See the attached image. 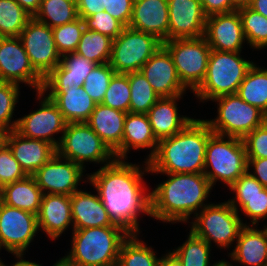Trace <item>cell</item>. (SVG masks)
I'll use <instances>...</instances> for the list:
<instances>
[{
	"label": "cell",
	"instance_id": "6da1fadb",
	"mask_svg": "<svg viewBox=\"0 0 267 266\" xmlns=\"http://www.w3.org/2000/svg\"><path fill=\"white\" fill-rule=\"evenodd\" d=\"M143 163L116 159L88 174V183L98 193L109 218L130 234L141 233L140 214L152 217L151 192L143 180L150 173L149 166L147 161Z\"/></svg>",
	"mask_w": 267,
	"mask_h": 266
},
{
	"label": "cell",
	"instance_id": "7a4b0ae2",
	"mask_svg": "<svg viewBox=\"0 0 267 266\" xmlns=\"http://www.w3.org/2000/svg\"><path fill=\"white\" fill-rule=\"evenodd\" d=\"M167 179L151 191V215L164 223H188L210 202L212 185L204 173H154ZM206 202V203H205Z\"/></svg>",
	"mask_w": 267,
	"mask_h": 266
},
{
	"label": "cell",
	"instance_id": "3957f363",
	"mask_svg": "<svg viewBox=\"0 0 267 266\" xmlns=\"http://www.w3.org/2000/svg\"><path fill=\"white\" fill-rule=\"evenodd\" d=\"M213 134L204 119H193L182 131L158 142L147 161L149 174L203 173L206 145Z\"/></svg>",
	"mask_w": 267,
	"mask_h": 266
},
{
	"label": "cell",
	"instance_id": "277c9868",
	"mask_svg": "<svg viewBox=\"0 0 267 266\" xmlns=\"http://www.w3.org/2000/svg\"><path fill=\"white\" fill-rule=\"evenodd\" d=\"M65 257L76 266L117 265L122 242L130 235L121 226L73 229Z\"/></svg>",
	"mask_w": 267,
	"mask_h": 266
},
{
	"label": "cell",
	"instance_id": "5b68a950",
	"mask_svg": "<svg viewBox=\"0 0 267 266\" xmlns=\"http://www.w3.org/2000/svg\"><path fill=\"white\" fill-rule=\"evenodd\" d=\"M243 52L211 50L206 76L201 85L193 92L202 103L216 97L235 94L245 78L252 60H245Z\"/></svg>",
	"mask_w": 267,
	"mask_h": 266
},
{
	"label": "cell",
	"instance_id": "8992f818",
	"mask_svg": "<svg viewBox=\"0 0 267 266\" xmlns=\"http://www.w3.org/2000/svg\"><path fill=\"white\" fill-rule=\"evenodd\" d=\"M247 172V154L243 140L213 133L207 142L204 175L212 187L220 181L230 187Z\"/></svg>",
	"mask_w": 267,
	"mask_h": 266
},
{
	"label": "cell",
	"instance_id": "52a82bcc",
	"mask_svg": "<svg viewBox=\"0 0 267 266\" xmlns=\"http://www.w3.org/2000/svg\"><path fill=\"white\" fill-rule=\"evenodd\" d=\"M240 215L228 201L210 203L191 217L190 231L197 237L205 240L211 247L212 242L216 248H233V243L239 236L241 229L250 223H243ZM194 219V220H193Z\"/></svg>",
	"mask_w": 267,
	"mask_h": 266
},
{
	"label": "cell",
	"instance_id": "ba28073f",
	"mask_svg": "<svg viewBox=\"0 0 267 266\" xmlns=\"http://www.w3.org/2000/svg\"><path fill=\"white\" fill-rule=\"evenodd\" d=\"M57 154L86 168V164H100V168L117 158L115 153L86 123H67ZM85 164V165H84Z\"/></svg>",
	"mask_w": 267,
	"mask_h": 266
},
{
	"label": "cell",
	"instance_id": "9c48e42d",
	"mask_svg": "<svg viewBox=\"0 0 267 266\" xmlns=\"http://www.w3.org/2000/svg\"><path fill=\"white\" fill-rule=\"evenodd\" d=\"M211 101L217 103V115L215 119L205 121L213 133L243 139L263 124L264 113L243 101L237 93L219 96Z\"/></svg>",
	"mask_w": 267,
	"mask_h": 266
},
{
	"label": "cell",
	"instance_id": "30bf717a",
	"mask_svg": "<svg viewBox=\"0 0 267 266\" xmlns=\"http://www.w3.org/2000/svg\"><path fill=\"white\" fill-rule=\"evenodd\" d=\"M183 86L193 93L203 82L211 48L206 38L173 39L163 42Z\"/></svg>",
	"mask_w": 267,
	"mask_h": 266
},
{
	"label": "cell",
	"instance_id": "8fae6325",
	"mask_svg": "<svg viewBox=\"0 0 267 266\" xmlns=\"http://www.w3.org/2000/svg\"><path fill=\"white\" fill-rule=\"evenodd\" d=\"M162 45L163 42L152 34L125 27L113 40L109 64L118 74L140 71Z\"/></svg>",
	"mask_w": 267,
	"mask_h": 266
},
{
	"label": "cell",
	"instance_id": "7c38bea8",
	"mask_svg": "<svg viewBox=\"0 0 267 266\" xmlns=\"http://www.w3.org/2000/svg\"><path fill=\"white\" fill-rule=\"evenodd\" d=\"M35 95L39 101V108L19 117L15 131L26 138L47 141L57 148L67 122L56 104L42 90L36 91ZM55 134L61 136L55 139Z\"/></svg>",
	"mask_w": 267,
	"mask_h": 266
},
{
	"label": "cell",
	"instance_id": "4fadbf2b",
	"mask_svg": "<svg viewBox=\"0 0 267 266\" xmlns=\"http://www.w3.org/2000/svg\"><path fill=\"white\" fill-rule=\"evenodd\" d=\"M38 233L36 214L0 201V250L24 256Z\"/></svg>",
	"mask_w": 267,
	"mask_h": 266
},
{
	"label": "cell",
	"instance_id": "5bb4252c",
	"mask_svg": "<svg viewBox=\"0 0 267 266\" xmlns=\"http://www.w3.org/2000/svg\"><path fill=\"white\" fill-rule=\"evenodd\" d=\"M30 63L44 79L61 62L52 28L32 18L19 35Z\"/></svg>",
	"mask_w": 267,
	"mask_h": 266
},
{
	"label": "cell",
	"instance_id": "9a60e30c",
	"mask_svg": "<svg viewBox=\"0 0 267 266\" xmlns=\"http://www.w3.org/2000/svg\"><path fill=\"white\" fill-rule=\"evenodd\" d=\"M0 81L27 84L41 91L44 79L34 70L19 37H0Z\"/></svg>",
	"mask_w": 267,
	"mask_h": 266
},
{
	"label": "cell",
	"instance_id": "2e32d148",
	"mask_svg": "<svg viewBox=\"0 0 267 266\" xmlns=\"http://www.w3.org/2000/svg\"><path fill=\"white\" fill-rule=\"evenodd\" d=\"M85 172L86 169L82 166L56 154L38 169L33 176L43 194L71 196L81 189L78 187V185L81 186V182H88V174L83 175Z\"/></svg>",
	"mask_w": 267,
	"mask_h": 266
},
{
	"label": "cell",
	"instance_id": "e0dca14e",
	"mask_svg": "<svg viewBox=\"0 0 267 266\" xmlns=\"http://www.w3.org/2000/svg\"><path fill=\"white\" fill-rule=\"evenodd\" d=\"M168 40L205 35L206 15L200 0H168Z\"/></svg>",
	"mask_w": 267,
	"mask_h": 266
},
{
	"label": "cell",
	"instance_id": "ac0fdd59",
	"mask_svg": "<svg viewBox=\"0 0 267 266\" xmlns=\"http://www.w3.org/2000/svg\"><path fill=\"white\" fill-rule=\"evenodd\" d=\"M204 37L218 51L242 52L247 43L238 11L207 16Z\"/></svg>",
	"mask_w": 267,
	"mask_h": 266
},
{
	"label": "cell",
	"instance_id": "d6986e66",
	"mask_svg": "<svg viewBox=\"0 0 267 266\" xmlns=\"http://www.w3.org/2000/svg\"><path fill=\"white\" fill-rule=\"evenodd\" d=\"M140 71L160 98L185 95L187 91L180 81L172 56L163 45L142 66Z\"/></svg>",
	"mask_w": 267,
	"mask_h": 266
},
{
	"label": "cell",
	"instance_id": "ffe728a7",
	"mask_svg": "<svg viewBox=\"0 0 267 266\" xmlns=\"http://www.w3.org/2000/svg\"><path fill=\"white\" fill-rule=\"evenodd\" d=\"M38 229L50 240H58L71 226V196L64 194H43L37 214ZM67 229V230H66Z\"/></svg>",
	"mask_w": 267,
	"mask_h": 266
},
{
	"label": "cell",
	"instance_id": "44dd1931",
	"mask_svg": "<svg viewBox=\"0 0 267 266\" xmlns=\"http://www.w3.org/2000/svg\"><path fill=\"white\" fill-rule=\"evenodd\" d=\"M5 143L27 175H33L57 154L56 147L51 143L23 137L15 130L7 132Z\"/></svg>",
	"mask_w": 267,
	"mask_h": 266
},
{
	"label": "cell",
	"instance_id": "7402d4cb",
	"mask_svg": "<svg viewBox=\"0 0 267 266\" xmlns=\"http://www.w3.org/2000/svg\"><path fill=\"white\" fill-rule=\"evenodd\" d=\"M130 28L168 40V0H134Z\"/></svg>",
	"mask_w": 267,
	"mask_h": 266
},
{
	"label": "cell",
	"instance_id": "603a6c76",
	"mask_svg": "<svg viewBox=\"0 0 267 266\" xmlns=\"http://www.w3.org/2000/svg\"><path fill=\"white\" fill-rule=\"evenodd\" d=\"M97 64L73 53L61 56V62L45 78L42 91H67L83 86L87 75Z\"/></svg>",
	"mask_w": 267,
	"mask_h": 266
},
{
	"label": "cell",
	"instance_id": "cb8c5ba5",
	"mask_svg": "<svg viewBox=\"0 0 267 266\" xmlns=\"http://www.w3.org/2000/svg\"><path fill=\"white\" fill-rule=\"evenodd\" d=\"M263 227L245 225L241 229L233 250L228 253L235 266H267V228L264 224Z\"/></svg>",
	"mask_w": 267,
	"mask_h": 266
},
{
	"label": "cell",
	"instance_id": "d4e9b609",
	"mask_svg": "<svg viewBox=\"0 0 267 266\" xmlns=\"http://www.w3.org/2000/svg\"><path fill=\"white\" fill-rule=\"evenodd\" d=\"M126 115V112L100 103L96 104L86 122L115 153L117 159H122V138Z\"/></svg>",
	"mask_w": 267,
	"mask_h": 266
},
{
	"label": "cell",
	"instance_id": "484cf974",
	"mask_svg": "<svg viewBox=\"0 0 267 266\" xmlns=\"http://www.w3.org/2000/svg\"><path fill=\"white\" fill-rule=\"evenodd\" d=\"M183 95L160 98L148 111L147 115L158 141L182 131L194 118L180 115L177 102Z\"/></svg>",
	"mask_w": 267,
	"mask_h": 266
},
{
	"label": "cell",
	"instance_id": "4316f807",
	"mask_svg": "<svg viewBox=\"0 0 267 266\" xmlns=\"http://www.w3.org/2000/svg\"><path fill=\"white\" fill-rule=\"evenodd\" d=\"M97 194V195H96ZM73 229L119 226L109 218L98 193L78 190L71 195Z\"/></svg>",
	"mask_w": 267,
	"mask_h": 266
},
{
	"label": "cell",
	"instance_id": "83f0119b",
	"mask_svg": "<svg viewBox=\"0 0 267 266\" xmlns=\"http://www.w3.org/2000/svg\"><path fill=\"white\" fill-rule=\"evenodd\" d=\"M158 140L156 139L148 115L128 112L124 121L122 138V159L128 160L130 150L149 149L148 161L156 152Z\"/></svg>",
	"mask_w": 267,
	"mask_h": 266
},
{
	"label": "cell",
	"instance_id": "f1b7e54d",
	"mask_svg": "<svg viewBox=\"0 0 267 266\" xmlns=\"http://www.w3.org/2000/svg\"><path fill=\"white\" fill-rule=\"evenodd\" d=\"M59 108L67 123L87 122L96 102L83 86L68 87L67 91H43Z\"/></svg>",
	"mask_w": 267,
	"mask_h": 266
},
{
	"label": "cell",
	"instance_id": "f546056e",
	"mask_svg": "<svg viewBox=\"0 0 267 266\" xmlns=\"http://www.w3.org/2000/svg\"><path fill=\"white\" fill-rule=\"evenodd\" d=\"M42 196V190L38 187L33 175H27L25 178L7 184L0 189V201L2 203L36 215L40 209Z\"/></svg>",
	"mask_w": 267,
	"mask_h": 266
},
{
	"label": "cell",
	"instance_id": "4dcf8cb0",
	"mask_svg": "<svg viewBox=\"0 0 267 266\" xmlns=\"http://www.w3.org/2000/svg\"><path fill=\"white\" fill-rule=\"evenodd\" d=\"M237 95L246 103L267 112V68L254 64L240 83Z\"/></svg>",
	"mask_w": 267,
	"mask_h": 266
},
{
	"label": "cell",
	"instance_id": "1f68e13d",
	"mask_svg": "<svg viewBox=\"0 0 267 266\" xmlns=\"http://www.w3.org/2000/svg\"><path fill=\"white\" fill-rule=\"evenodd\" d=\"M140 234H130L120 247L117 266H158L160 257Z\"/></svg>",
	"mask_w": 267,
	"mask_h": 266
},
{
	"label": "cell",
	"instance_id": "d6a6232c",
	"mask_svg": "<svg viewBox=\"0 0 267 266\" xmlns=\"http://www.w3.org/2000/svg\"><path fill=\"white\" fill-rule=\"evenodd\" d=\"M76 0H42L33 18L50 28L72 22L78 18Z\"/></svg>",
	"mask_w": 267,
	"mask_h": 266
},
{
	"label": "cell",
	"instance_id": "836d02e7",
	"mask_svg": "<svg viewBox=\"0 0 267 266\" xmlns=\"http://www.w3.org/2000/svg\"><path fill=\"white\" fill-rule=\"evenodd\" d=\"M113 39L99 32L84 29L75 53L99 64L109 63Z\"/></svg>",
	"mask_w": 267,
	"mask_h": 266
},
{
	"label": "cell",
	"instance_id": "e575fe53",
	"mask_svg": "<svg viewBox=\"0 0 267 266\" xmlns=\"http://www.w3.org/2000/svg\"><path fill=\"white\" fill-rule=\"evenodd\" d=\"M130 84V113L147 114L160 99L141 71L128 73Z\"/></svg>",
	"mask_w": 267,
	"mask_h": 266
},
{
	"label": "cell",
	"instance_id": "d590c367",
	"mask_svg": "<svg viewBox=\"0 0 267 266\" xmlns=\"http://www.w3.org/2000/svg\"><path fill=\"white\" fill-rule=\"evenodd\" d=\"M32 18L16 0H0V37H19Z\"/></svg>",
	"mask_w": 267,
	"mask_h": 266
},
{
	"label": "cell",
	"instance_id": "8d00e7d4",
	"mask_svg": "<svg viewBox=\"0 0 267 266\" xmlns=\"http://www.w3.org/2000/svg\"><path fill=\"white\" fill-rule=\"evenodd\" d=\"M237 11L241 18L247 45L258 51L265 49L267 47V18L250 7Z\"/></svg>",
	"mask_w": 267,
	"mask_h": 266
},
{
	"label": "cell",
	"instance_id": "74e56055",
	"mask_svg": "<svg viewBox=\"0 0 267 266\" xmlns=\"http://www.w3.org/2000/svg\"><path fill=\"white\" fill-rule=\"evenodd\" d=\"M187 240L172 252L179 258L183 266H211V247L205 240L188 232Z\"/></svg>",
	"mask_w": 267,
	"mask_h": 266
},
{
	"label": "cell",
	"instance_id": "f35d334b",
	"mask_svg": "<svg viewBox=\"0 0 267 266\" xmlns=\"http://www.w3.org/2000/svg\"><path fill=\"white\" fill-rule=\"evenodd\" d=\"M227 201L238 213L242 212L244 216L248 217L250 225L258 226L260 221L267 220V188L257 195L233 196Z\"/></svg>",
	"mask_w": 267,
	"mask_h": 266
},
{
	"label": "cell",
	"instance_id": "ab89813d",
	"mask_svg": "<svg viewBox=\"0 0 267 266\" xmlns=\"http://www.w3.org/2000/svg\"><path fill=\"white\" fill-rule=\"evenodd\" d=\"M20 85L0 81V127L7 132L15 130L17 120L13 117L16 104L19 102Z\"/></svg>",
	"mask_w": 267,
	"mask_h": 266
},
{
	"label": "cell",
	"instance_id": "60d3db41",
	"mask_svg": "<svg viewBox=\"0 0 267 266\" xmlns=\"http://www.w3.org/2000/svg\"><path fill=\"white\" fill-rule=\"evenodd\" d=\"M84 29V20L79 17L72 22L52 28L55 46L61 56L75 52Z\"/></svg>",
	"mask_w": 267,
	"mask_h": 266
},
{
	"label": "cell",
	"instance_id": "b9f144b4",
	"mask_svg": "<svg viewBox=\"0 0 267 266\" xmlns=\"http://www.w3.org/2000/svg\"><path fill=\"white\" fill-rule=\"evenodd\" d=\"M101 104L123 112H129L130 84L128 74L115 73L110 80Z\"/></svg>",
	"mask_w": 267,
	"mask_h": 266
},
{
	"label": "cell",
	"instance_id": "7bdbcfd3",
	"mask_svg": "<svg viewBox=\"0 0 267 266\" xmlns=\"http://www.w3.org/2000/svg\"><path fill=\"white\" fill-rule=\"evenodd\" d=\"M115 74L109 63L96 65L87 75L83 88L87 94L97 103H102L110 80Z\"/></svg>",
	"mask_w": 267,
	"mask_h": 266
},
{
	"label": "cell",
	"instance_id": "ee69618b",
	"mask_svg": "<svg viewBox=\"0 0 267 266\" xmlns=\"http://www.w3.org/2000/svg\"><path fill=\"white\" fill-rule=\"evenodd\" d=\"M83 20L86 29L104 34L113 40L117 38L125 28L120 21L113 18L112 15L104 10L90 17H85Z\"/></svg>",
	"mask_w": 267,
	"mask_h": 266
},
{
	"label": "cell",
	"instance_id": "f6af8a7d",
	"mask_svg": "<svg viewBox=\"0 0 267 266\" xmlns=\"http://www.w3.org/2000/svg\"><path fill=\"white\" fill-rule=\"evenodd\" d=\"M26 176L27 174L14 158L9 146L5 143L0 147V189Z\"/></svg>",
	"mask_w": 267,
	"mask_h": 266
},
{
	"label": "cell",
	"instance_id": "bcb514c9",
	"mask_svg": "<svg viewBox=\"0 0 267 266\" xmlns=\"http://www.w3.org/2000/svg\"><path fill=\"white\" fill-rule=\"evenodd\" d=\"M247 159L267 158V127L262 124L243 139Z\"/></svg>",
	"mask_w": 267,
	"mask_h": 266
},
{
	"label": "cell",
	"instance_id": "7dc6e473",
	"mask_svg": "<svg viewBox=\"0 0 267 266\" xmlns=\"http://www.w3.org/2000/svg\"><path fill=\"white\" fill-rule=\"evenodd\" d=\"M134 0H104V11L120 21L125 27L130 24Z\"/></svg>",
	"mask_w": 267,
	"mask_h": 266
},
{
	"label": "cell",
	"instance_id": "c3c4849f",
	"mask_svg": "<svg viewBox=\"0 0 267 266\" xmlns=\"http://www.w3.org/2000/svg\"><path fill=\"white\" fill-rule=\"evenodd\" d=\"M265 187L248 172L242 175L236 182L230 187V192H233L234 196H253L261 192Z\"/></svg>",
	"mask_w": 267,
	"mask_h": 266
},
{
	"label": "cell",
	"instance_id": "681fc988",
	"mask_svg": "<svg viewBox=\"0 0 267 266\" xmlns=\"http://www.w3.org/2000/svg\"><path fill=\"white\" fill-rule=\"evenodd\" d=\"M203 12L206 16L236 11L232 0H200Z\"/></svg>",
	"mask_w": 267,
	"mask_h": 266
},
{
	"label": "cell",
	"instance_id": "f907efd6",
	"mask_svg": "<svg viewBox=\"0 0 267 266\" xmlns=\"http://www.w3.org/2000/svg\"><path fill=\"white\" fill-rule=\"evenodd\" d=\"M247 172L267 188V158L247 159Z\"/></svg>",
	"mask_w": 267,
	"mask_h": 266
},
{
	"label": "cell",
	"instance_id": "816d5d0a",
	"mask_svg": "<svg viewBox=\"0 0 267 266\" xmlns=\"http://www.w3.org/2000/svg\"><path fill=\"white\" fill-rule=\"evenodd\" d=\"M104 0H76L79 18L84 19L91 15L103 11Z\"/></svg>",
	"mask_w": 267,
	"mask_h": 266
},
{
	"label": "cell",
	"instance_id": "f5cc1de1",
	"mask_svg": "<svg viewBox=\"0 0 267 266\" xmlns=\"http://www.w3.org/2000/svg\"><path fill=\"white\" fill-rule=\"evenodd\" d=\"M158 266H183L179 258L171 252L167 251L166 254L162 255L159 259Z\"/></svg>",
	"mask_w": 267,
	"mask_h": 266
},
{
	"label": "cell",
	"instance_id": "db71d44e",
	"mask_svg": "<svg viewBox=\"0 0 267 266\" xmlns=\"http://www.w3.org/2000/svg\"><path fill=\"white\" fill-rule=\"evenodd\" d=\"M19 5L25 9L30 15L34 16L39 10L42 0H16Z\"/></svg>",
	"mask_w": 267,
	"mask_h": 266
},
{
	"label": "cell",
	"instance_id": "11a10c76",
	"mask_svg": "<svg viewBox=\"0 0 267 266\" xmlns=\"http://www.w3.org/2000/svg\"><path fill=\"white\" fill-rule=\"evenodd\" d=\"M250 8L267 18V0H253Z\"/></svg>",
	"mask_w": 267,
	"mask_h": 266
},
{
	"label": "cell",
	"instance_id": "9f6ffc18",
	"mask_svg": "<svg viewBox=\"0 0 267 266\" xmlns=\"http://www.w3.org/2000/svg\"><path fill=\"white\" fill-rule=\"evenodd\" d=\"M14 258L17 259L15 263H11L10 265L5 264V266H42V264L38 262L26 260L25 256H15Z\"/></svg>",
	"mask_w": 267,
	"mask_h": 266
},
{
	"label": "cell",
	"instance_id": "6f0895ef",
	"mask_svg": "<svg viewBox=\"0 0 267 266\" xmlns=\"http://www.w3.org/2000/svg\"><path fill=\"white\" fill-rule=\"evenodd\" d=\"M253 0H232L233 8L237 11L242 8L250 7Z\"/></svg>",
	"mask_w": 267,
	"mask_h": 266
},
{
	"label": "cell",
	"instance_id": "680465c9",
	"mask_svg": "<svg viewBox=\"0 0 267 266\" xmlns=\"http://www.w3.org/2000/svg\"><path fill=\"white\" fill-rule=\"evenodd\" d=\"M52 266H76L74 263L70 262L65 256L60 258Z\"/></svg>",
	"mask_w": 267,
	"mask_h": 266
},
{
	"label": "cell",
	"instance_id": "91938a15",
	"mask_svg": "<svg viewBox=\"0 0 267 266\" xmlns=\"http://www.w3.org/2000/svg\"><path fill=\"white\" fill-rule=\"evenodd\" d=\"M211 266H234L230 261H226L225 259H221L219 261H215Z\"/></svg>",
	"mask_w": 267,
	"mask_h": 266
},
{
	"label": "cell",
	"instance_id": "94428289",
	"mask_svg": "<svg viewBox=\"0 0 267 266\" xmlns=\"http://www.w3.org/2000/svg\"><path fill=\"white\" fill-rule=\"evenodd\" d=\"M7 131L0 127V147L5 144Z\"/></svg>",
	"mask_w": 267,
	"mask_h": 266
},
{
	"label": "cell",
	"instance_id": "6125c7cd",
	"mask_svg": "<svg viewBox=\"0 0 267 266\" xmlns=\"http://www.w3.org/2000/svg\"><path fill=\"white\" fill-rule=\"evenodd\" d=\"M263 124L267 127V112L264 113V120H263Z\"/></svg>",
	"mask_w": 267,
	"mask_h": 266
},
{
	"label": "cell",
	"instance_id": "be15d7a7",
	"mask_svg": "<svg viewBox=\"0 0 267 266\" xmlns=\"http://www.w3.org/2000/svg\"><path fill=\"white\" fill-rule=\"evenodd\" d=\"M0 266H5V263L3 262L1 258H0Z\"/></svg>",
	"mask_w": 267,
	"mask_h": 266
}]
</instances>
